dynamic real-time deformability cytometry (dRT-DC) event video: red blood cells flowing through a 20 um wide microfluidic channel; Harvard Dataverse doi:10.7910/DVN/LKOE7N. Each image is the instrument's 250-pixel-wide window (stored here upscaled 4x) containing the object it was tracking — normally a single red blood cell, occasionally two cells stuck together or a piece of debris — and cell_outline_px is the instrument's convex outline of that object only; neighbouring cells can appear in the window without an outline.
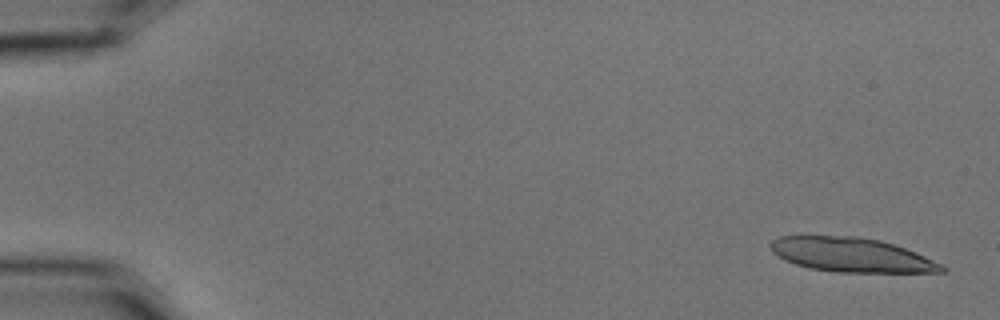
{"species": "common noctule bat (a hibernating species)", "species_latin": "Nyctalus noctula", "temperature_condition": "cold", "stored_images_in_passage": 22, "camera_frame_rate_fps": 3000, "um_per_image_px": 0.085, "animal": {"sex": "male", "body_mass_g": 15.6}, "frame": {"image": 1, "passage_image": 2, "time_ms": 0.333, "image_size_px": [1000, 320], "cell_outline_px": [[948, 268], [944, 272], [836, 272], [808, 268], [784, 260], [772, 252], [768, 244], [772, 240], [780, 236], [856, 236], [880, 240], [916, 252]], "centroid_in_image_um": [72.33, 21.66], "position_along_channel_um": 12.7, "area_um2": 34.1}}